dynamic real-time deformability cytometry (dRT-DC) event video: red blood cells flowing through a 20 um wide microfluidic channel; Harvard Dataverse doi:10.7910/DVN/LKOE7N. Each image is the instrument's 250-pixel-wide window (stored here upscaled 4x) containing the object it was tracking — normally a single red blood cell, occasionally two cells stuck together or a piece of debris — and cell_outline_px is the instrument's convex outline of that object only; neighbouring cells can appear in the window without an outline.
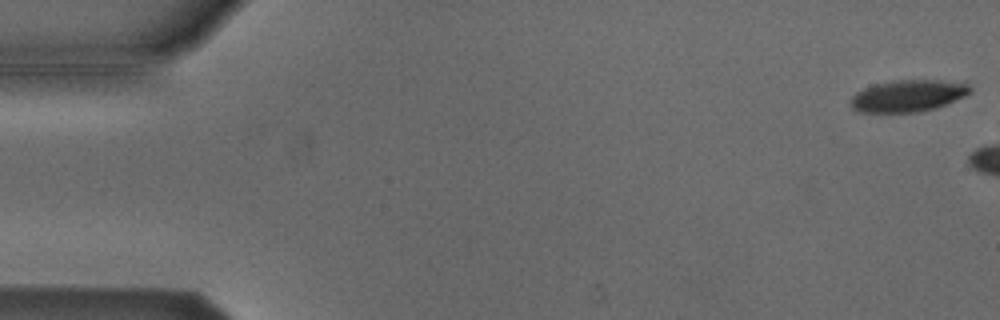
{"species": "Egyptian fruit bat (a non-hibernating species)", "species_latin": "Rousettus aegyptiacus", "temperature_condition": "cold", "stored_images_in_passage": 3, "camera_frame_rate_fps": 3000, "um_per_image_px": 0.085, "animal": {"sex": "male"}, "frame": {"image": 1, "passage_image": 1, "time_ms": 0.0, "image_size_px": [1000, 320], "cell_outline_px": [[972, 92], [964, 96], [944, 104], [932, 108], [916, 112], [860, 112], [852, 108], [852, 96], [856, 92], [872, 84], [896, 80], [968, 80], [972, 88]], "centroid_in_image_um": [77.25, 8.1], "position_along_channel_um": 7.7, "area_um2": 22.31}}